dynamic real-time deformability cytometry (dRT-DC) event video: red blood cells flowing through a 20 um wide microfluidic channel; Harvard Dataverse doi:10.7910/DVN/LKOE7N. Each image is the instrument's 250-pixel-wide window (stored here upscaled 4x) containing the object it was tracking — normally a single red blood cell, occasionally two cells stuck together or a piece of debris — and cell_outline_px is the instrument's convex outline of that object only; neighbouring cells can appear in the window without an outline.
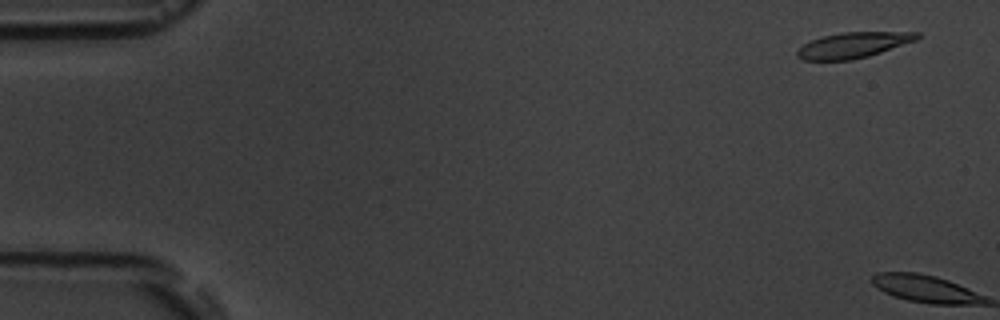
{"species": "common noctule bat (a hibernating species)", "species_latin": "Nyctalus noctula", "temperature_condition": "room temperature", "stored_images_in_passage": 5, "camera_frame_rate_fps": 3000, "um_per_image_px": 0.085, "animal": {"sex": "male", "body_mass_g": 19.5, "forearm_length_mm": 54.6}, "frame": {"image": 1, "passage_image": 1, "time_ms": 0.0, "image_size_px": [1000, 320], "cell_outline_px": [[920, 36], [916, 40], [868, 56], [852, 60], [804, 60], [796, 56], [796, 52], [804, 44], [812, 40], [824, 36], [844, 32], [920, 32]], "centroid_in_image_um": [72.52, 3.83], "position_along_channel_um": 12.5, "area_um2": 17.63}}